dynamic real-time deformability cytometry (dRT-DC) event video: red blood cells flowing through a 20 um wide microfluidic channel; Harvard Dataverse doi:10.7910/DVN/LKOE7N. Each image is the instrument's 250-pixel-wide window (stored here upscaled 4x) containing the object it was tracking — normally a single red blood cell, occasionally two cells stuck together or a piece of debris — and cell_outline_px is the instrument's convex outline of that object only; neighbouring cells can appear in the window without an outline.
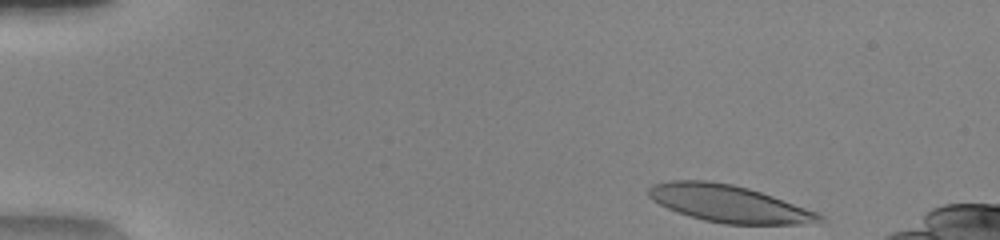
{"species": "human", "species_latin": "Homo sapiens", "temperature_condition": "warm", "stored_images_in_passage": 45, "camera_frame_rate_fps": 3000, "um_per_image_px": 0.085, "donor": {"sex": "female"}, "frame": {"image": 1, "passage_image": 1, "time_ms": 0.0, "image_size_px": [1000, 240], "cell_outline_px": [[824, 220], [800, 224], [724, 224], [704, 220], [676, 212], [652, 200], [648, 196], [648, 188], [652, 184], [668, 180], [708, 180], [732, 184], [748, 188], [772, 196], [816, 212], [824, 216]], "centroid_in_image_um": [61.88, 17.3], "position_along_channel_um": 23.1, "area_um2": 36.7}}
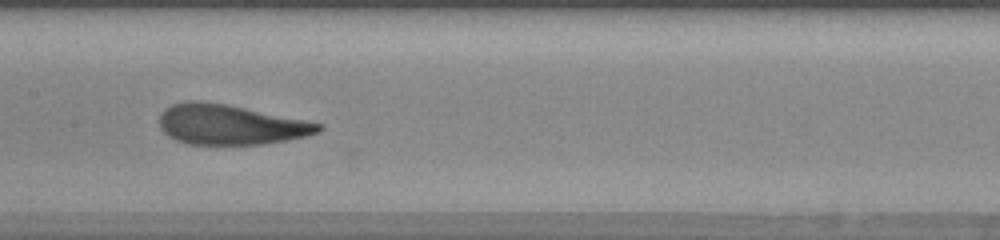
{"frame": {"image": 2, "passage_image": 21, "time_ms": 6.667, "image_size_px": [1000, 240], "cell_outline_px": [[324, 128], [316, 132], [304, 136], [264, 144], [188, 144], [176, 140], [168, 136], [160, 128], [160, 112], [164, 108], [172, 104], [188, 100], [200, 100], [228, 104], [324, 124]], "centroid_in_image_um": [19.52, 10.57], "position_along_channel_um": 187.9, "area_um2": 37.11}}
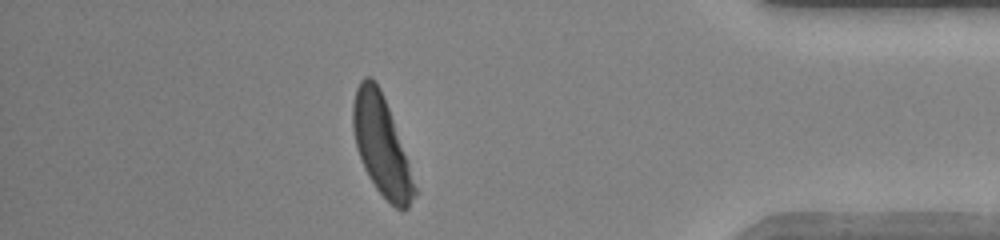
{"frame": {"image": 3, "passage_image": 39, "time_ms": 12.667, "image_size_px": [1000, 240], "cell_outline_px": [[416, 196], [408, 208], [396, 208], [376, 188], [368, 176], [364, 168], [356, 148], [352, 128], [352, 104], [356, 88], [360, 80], [364, 76], [372, 76], [380, 88], [388, 108], [408, 164], [416, 188]], "centroid_in_image_um": [32.37, 12.34], "position_along_channel_um": 402.8, "area_um2": 34.85}, "authors_computed_cell_mechanics": {"area_um2": 37.3966, "velocity_mm_per_s": 4.1099, "shape_relaxation_time_tau1_ms": 3.4738, "shape_relaxation_time_tau2_ms": 1.2246, "deformation_change_tau1": 0.1996, "deformation_change_tau2": 0.1006}}